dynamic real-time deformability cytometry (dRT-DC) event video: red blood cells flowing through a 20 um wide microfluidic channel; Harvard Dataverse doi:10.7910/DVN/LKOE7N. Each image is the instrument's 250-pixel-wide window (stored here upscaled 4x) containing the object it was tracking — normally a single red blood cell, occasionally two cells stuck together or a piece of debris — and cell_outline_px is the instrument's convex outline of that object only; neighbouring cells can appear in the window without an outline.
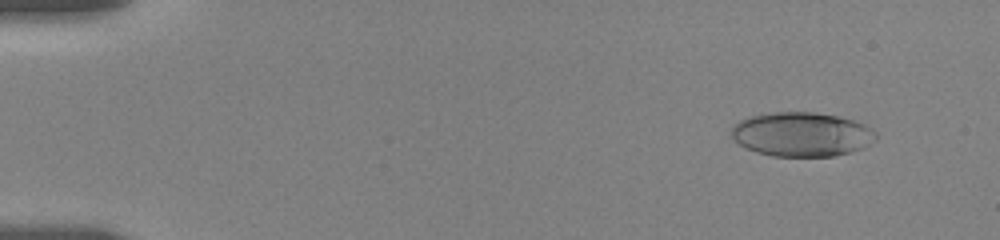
{"species": "human", "species_latin": "Homo sapiens", "temperature_condition": "room temperature", "stored_images_in_passage": 61, "camera_frame_rate_fps": 3000, "um_per_image_px": 0.085, "donor": {"sex": "female"}, "frame": {"image": 1, "passage_image": 4, "time_ms": 1.0, "image_size_px": [1000, 240], "cell_outline_px": [[876, 140], [864, 148], [836, 156], [772, 156], [756, 152], [740, 144], [732, 136], [732, 128], [740, 120], [748, 116], [772, 112], [816, 112], [840, 116], [864, 124], [876, 132]], "centroid_in_image_um": [68.18, 11.41], "position_along_channel_um": 16.8, "area_um2": 37.34}}
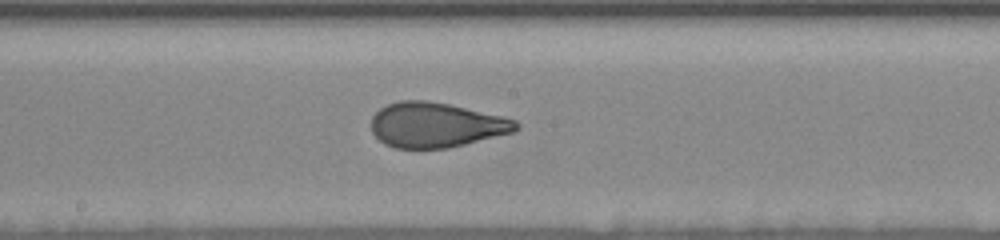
{"frame": {"image": 2, "passage_image": 36, "time_ms": 9.667, "image_size_px": [1000, 240], "cell_outline_px": [[520, 128], [512, 132], [448, 148], [396, 148], [384, 144], [372, 132], [372, 116], [380, 108], [388, 104], [400, 100], [424, 100], [448, 104], [504, 116], [516, 120], [520, 124]], "centroid_in_image_um": [37.06, 10.61], "position_along_channel_um": 211.1, "area_um2": 37.74}}
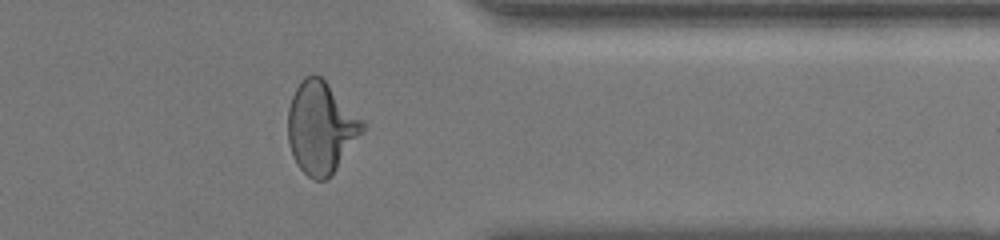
{"frame": {"image": 3, "passage_image": 61, "time_ms": 14.667, "image_size_px": [1000, 240], "cell_outline_px": [[364, 128], [332, 176], [324, 180], [316, 180], [308, 176], [296, 164], [292, 156], [288, 144], [288, 108], [292, 96], [300, 80], [304, 76], [312, 72], [320, 76], [328, 84], [364, 124]], "centroid_in_image_um": [27.22, 10.86], "position_along_channel_um": 384.2, "area_um2": 39.3}, "authors_computed_cell_mechanics": {"area_um2": 37.9746, "velocity_mm_per_s": 3.6035, "shape_relaxation_time_tau1_ms": 5.9507, "shape_relaxation_time_tau2_ms": 0.7398, "deformation_change_tau1": 0.2035, "deformation_change_tau2": 0.0631}}